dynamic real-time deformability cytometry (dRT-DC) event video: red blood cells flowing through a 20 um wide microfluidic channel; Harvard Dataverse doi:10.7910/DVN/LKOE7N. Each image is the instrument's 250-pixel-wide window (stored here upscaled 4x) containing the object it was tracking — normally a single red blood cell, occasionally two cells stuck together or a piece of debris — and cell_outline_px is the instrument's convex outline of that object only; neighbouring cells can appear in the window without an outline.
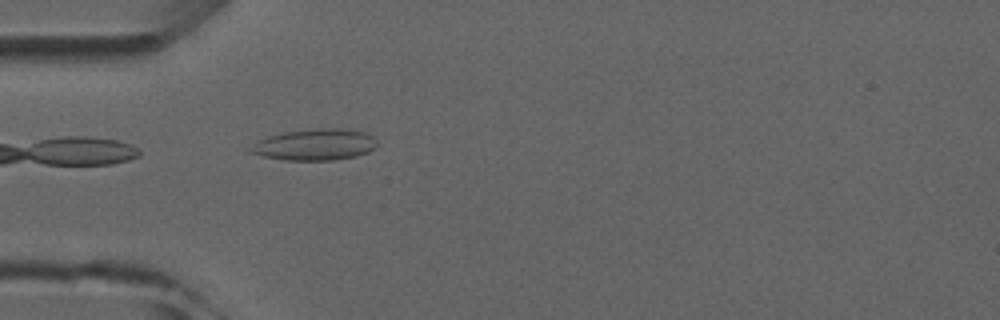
{"species": "common noctule bat (a hibernating species)", "species_latin": "Nyctalus noctula", "temperature_condition": "room temperature", "stored_images_in_passage": 1, "camera_frame_rate_fps": 3000, "um_per_image_px": 0.085, "animal": {"sex": "male", "forearm_length_mm": 52.5}, "frame": {"image": 1, "passage_image": 1, "time_ms": 0.0, "image_size_px": [1000, 320], "cell_outline_px": [[376, 148], [368, 152], [356, 156], [332, 160], [284, 160], [264, 156], [248, 152], [248, 148], [260, 140], [268, 136], [284, 132], [316, 128], [336, 128], [364, 132], [372, 136], [376, 140]], "centroid_in_image_um": [26.76, 12.3], "position_along_channel_um": 58.2, "area_um2": 23.0}}